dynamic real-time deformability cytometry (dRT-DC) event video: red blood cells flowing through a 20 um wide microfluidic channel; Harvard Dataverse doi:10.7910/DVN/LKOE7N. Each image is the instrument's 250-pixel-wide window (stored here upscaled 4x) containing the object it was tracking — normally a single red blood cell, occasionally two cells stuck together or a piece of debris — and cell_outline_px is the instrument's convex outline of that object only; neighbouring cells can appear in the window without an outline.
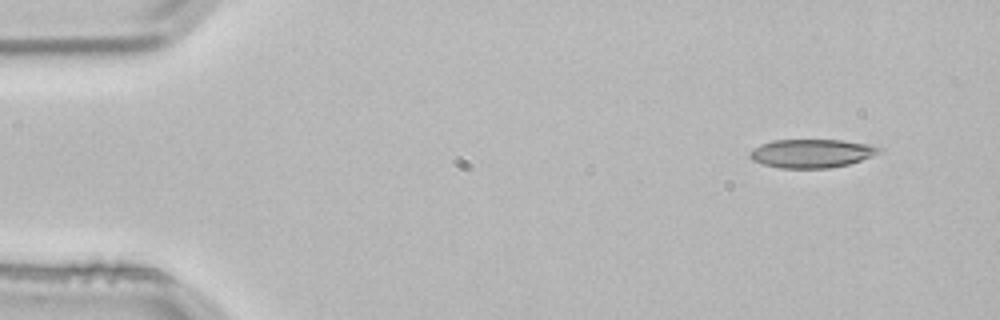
{"species": "common noctule bat (a hibernating species)", "species_latin": "Nyctalus noctula", "temperature_condition": "room temperature", "stored_images_in_passage": 3, "camera_frame_rate_fps": 3000, "um_per_image_px": 0.085, "animal": {"sex": "male", "body_mass_g": 21.5, "forearm_length_mm": 52.0}, "frame": {"image": 1, "passage_image": 1, "time_ms": 0.0, "image_size_px": [1000, 320], "cell_outline_px": [[884, 152], [848, 164], [828, 168], [780, 168], [764, 164], [752, 160], [748, 156], [748, 152], [752, 148], [760, 144], [772, 140], [840, 140], [868, 144], [884, 148]], "centroid_in_image_um": [68.98, 13.03], "position_along_channel_um": 16.0, "area_um2": 21.68}}
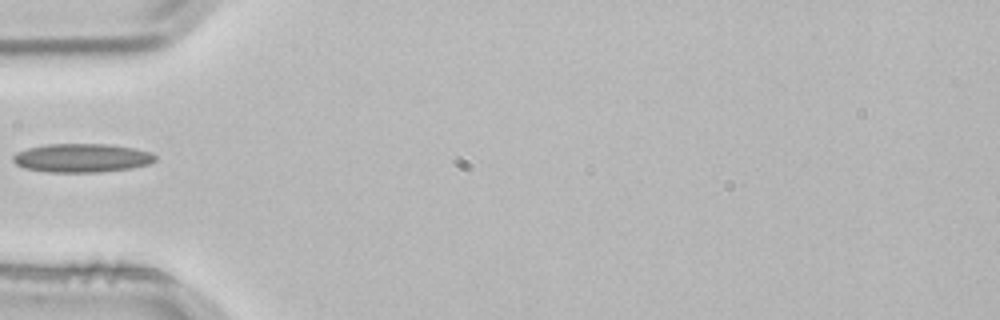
{"frame": {"image": 2, "passage_image": 3, "time_ms": 0.667, "image_size_px": [1000, 320], "cell_outline_px": [[156, 160], [148, 164], [132, 168], [100, 172], [48, 172], [24, 168], [16, 164], [12, 160], [12, 156], [16, 152], [28, 148], [48, 144], [104, 144], [136, 148], [152, 152], [156, 156]], "centroid_in_image_um": [6.96, 13.42], "position_along_channel_um": 78.0, "area_um2": 23.87}}